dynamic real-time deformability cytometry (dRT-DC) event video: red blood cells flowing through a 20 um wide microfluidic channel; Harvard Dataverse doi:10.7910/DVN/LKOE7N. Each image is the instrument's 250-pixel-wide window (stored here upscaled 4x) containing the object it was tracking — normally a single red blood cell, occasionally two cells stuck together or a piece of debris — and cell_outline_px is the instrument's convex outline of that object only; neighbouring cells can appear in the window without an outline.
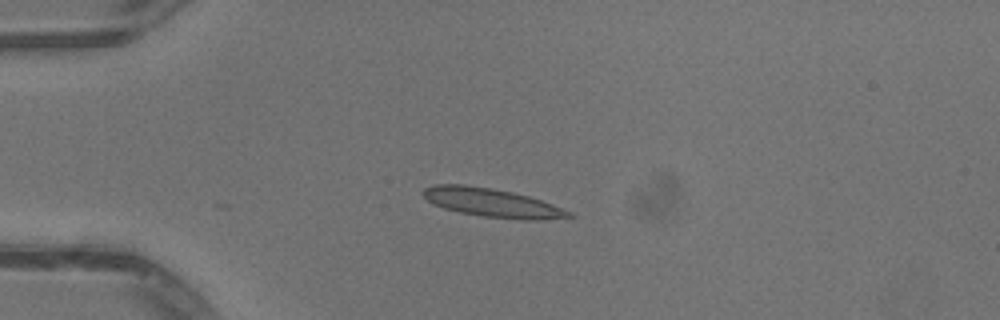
{"species": "common noctule bat (a hibernating species)", "species_latin": "Nyctalus noctula", "temperature_condition": "warm", "stored_images_in_passage": 19, "camera_frame_rate_fps": 3000, "um_per_image_px": 0.085, "animal": {"sex": "male", "body_mass_g": 13.3}, "frame": {"image": 1, "passage_image": 1, "time_ms": 0.0, "image_size_px": [1000, 320], "cell_outline_px": [[576, 216], [540, 220], [524, 220], [480, 216], [460, 212], [444, 208], [432, 204], [420, 192], [424, 188], [436, 184], [464, 184], [492, 188], [512, 192], [528, 196], [552, 204], [572, 212]], "centroid_in_image_um": [41.81, 17.23], "position_along_channel_um": 43.2, "area_um2": 24.39}}
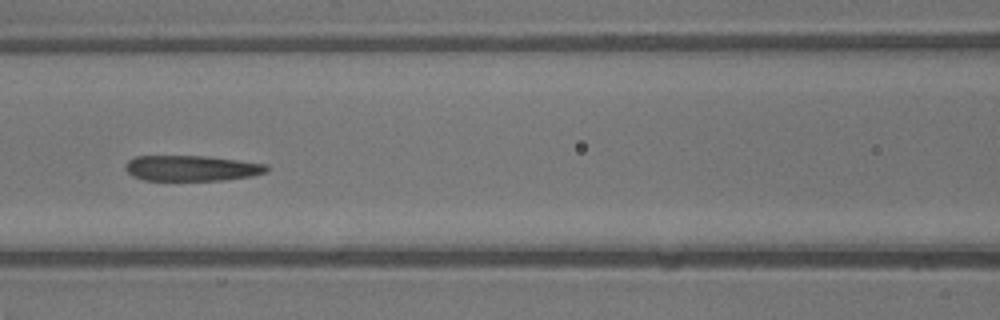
{"frame": {"image": 2, "passage_image": 11, "time_ms": 3.333, "image_size_px": [1000, 320], "cell_outline_px": [[268, 172], [252, 176], [224, 180], [144, 180], [132, 176], [124, 168], [124, 164], [128, 160], [136, 156], [208, 156], [268, 164]], "centroid_in_image_um": [16.29, 14.29], "position_along_channel_um": 150.3, "area_um2": 21.21}}
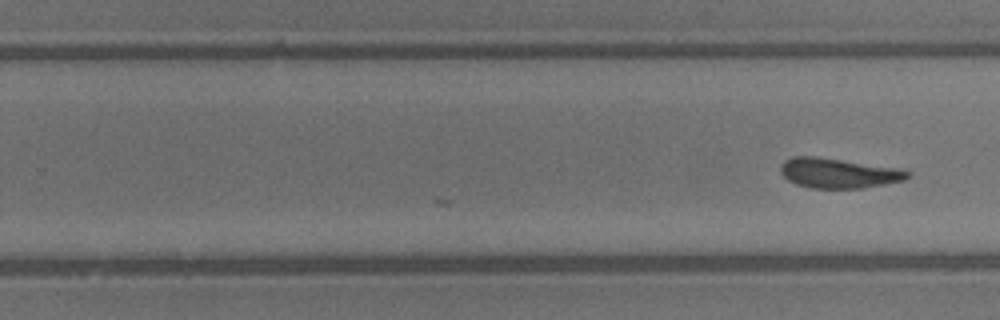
{"frame": {"image": 3, "passage_image": 19, "time_ms": 6.0, "image_size_px": [1000, 320], "cell_outline_px": [[912, 176], [904, 180], [884, 184], [860, 188], [812, 188], [796, 184], [788, 180], [780, 172], [780, 164], [784, 160], [792, 156], [816, 156], [896, 168], [912, 172]], "centroid_in_image_um": [71.24, 14.71], "position_along_channel_um": 258.6, "area_um2": 22.08}}